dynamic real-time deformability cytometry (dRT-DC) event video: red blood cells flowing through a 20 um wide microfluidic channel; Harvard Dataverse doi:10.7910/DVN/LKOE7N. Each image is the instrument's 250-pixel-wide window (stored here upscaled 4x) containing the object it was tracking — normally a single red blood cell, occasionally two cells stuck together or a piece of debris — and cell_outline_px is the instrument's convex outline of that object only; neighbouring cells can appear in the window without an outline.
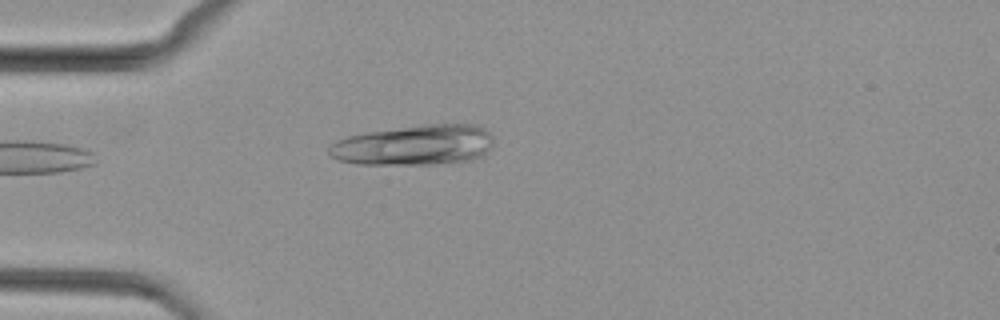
{"species": "common noctule bat (a hibernating species)", "species_latin": "Nyctalus noctula", "temperature_condition": "cold", "stored_images_in_passage": 36, "camera_frame_rate_fps": 3000, "um_per_image_px": 0.085, "animal": {"sex": "female", "body_mass_g": 29.2, "forearm_length_mm": 56.3}, "frame": {"image": 1, "passage_image": 1, "time_ms": 0.0, "image_size_px": [1000, 320], "cell_outline_px": [[492, 148], [484, 156], [468, 160], [432, 164], [356, 164], [340, 160], [332, 156], [328, 152], [328, 148], [332, 144], [348, 136], [368, 132], [428, 124], [480, 124], [492, 136]], "centroid_in_image_um": [35.28, 12.33], "position_along_channel_um": 49.7, "area_um2": 38.44}}
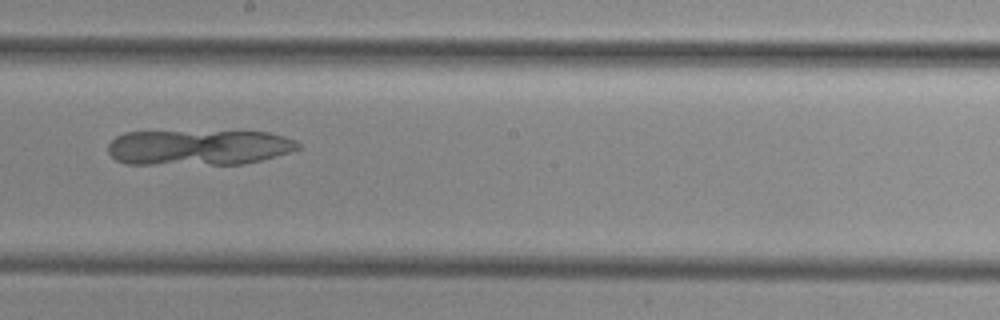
{"frame": {"image": 2, "passage_image": 15, "time_ms": 4.667, "image_size_px": [1000, 320], "cell_outline_px": [[300, 148], [276, 156], [244, 164], [124, 164], [116, 160], [108, 152], [108, 144], [116, 136], [124, 132], [268, 132], [284, 136], [296, 140], [300, 144]], "centroid_in_image_um": [16.87, 12.54], "position_along_channel_um": 231.3, "area_um2": 39.19}}
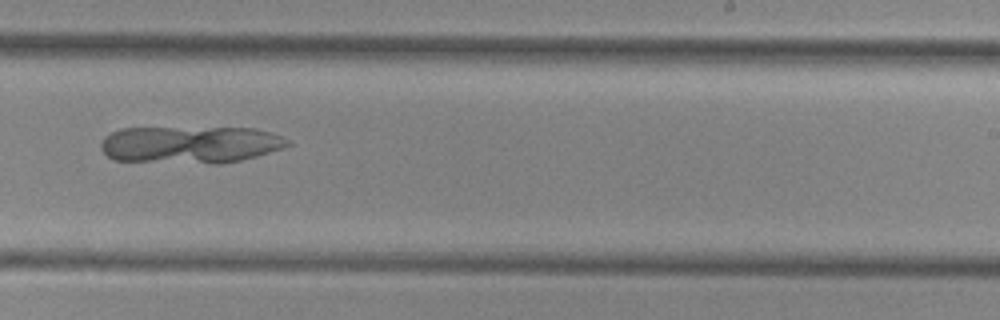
{"frame": {"image": 3, "passage_image": 18, "time_ms": 5.667, "image_size_px": [1000, 320], "cell_outline_px": [[292, 144], [284, 148], [256, 156], [240, 160], [220, 164], [212, 164], [112, 160], [100, 148], [100, 144], [104, 136], [120, 128], [256, 128], [272, 132], [292, 140]], "centroid_in_image_um": [16.2, 12.29], "position_along_channel_um": 272.8, "area_um2": 40.98}}